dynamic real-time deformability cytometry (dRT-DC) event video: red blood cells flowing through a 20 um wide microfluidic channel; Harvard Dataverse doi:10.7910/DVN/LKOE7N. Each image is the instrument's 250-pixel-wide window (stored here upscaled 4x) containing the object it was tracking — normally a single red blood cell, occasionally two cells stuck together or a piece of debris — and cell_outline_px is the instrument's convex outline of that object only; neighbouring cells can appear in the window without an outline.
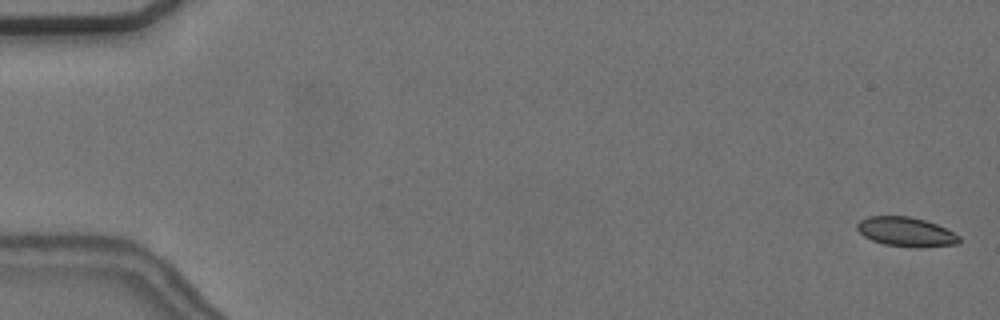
{"species": "common noctule bat (a hibernating species)", "species_latin": "Nyctalus noctula", "temperature_condition": "cold", "stored_images_in_passage": 21, "camera_frame_rate_fps": 3000, "um_per_image_px": 0.085, "animal": {"sex": "female", "body_mass_g": 24.6, "forearm_length_mm": 56.2}, "frame": {"image": 1, "passage_image": 2, "time_ms": 0.333, "image_size_px": [1000, 320], "cell_outline_px": [[960, 240], [956, 244], [916, 248], [912, 248], [884, 244], [872, 240], [864, 236], [856, 228], [856, 224], [860, 220], [868, 216], [908, 216], [924, 220], [936, 224], [960, 236]], "centroid_in_image_um": [76.98, 19.71], "position_along_channel_um": 8.0, "area_um2": 17.4}}
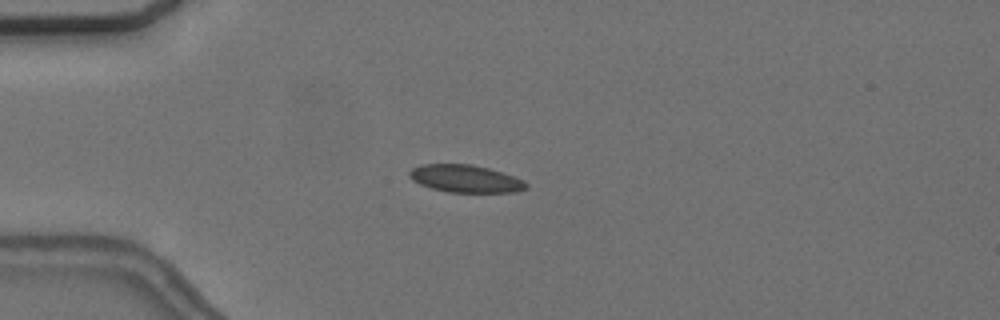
{"frame": {"image": 2, "passage_image": 16, "time_ms": 5.0, "image_size_px": [1000, 320], "cell_outline_px": [[528, 184], [524, 188], [516, 192], [448, 192], [432, 188], [420, 184], [412, 180], [408, 176], [408, 172], [412, 168], [420, 164], [472, 164], [488, 168], [524, 180]], "centroid_in_image_um": [39.51, 15.18], "position_along_channel_um": 45.5, "area_um2": 18.61}}